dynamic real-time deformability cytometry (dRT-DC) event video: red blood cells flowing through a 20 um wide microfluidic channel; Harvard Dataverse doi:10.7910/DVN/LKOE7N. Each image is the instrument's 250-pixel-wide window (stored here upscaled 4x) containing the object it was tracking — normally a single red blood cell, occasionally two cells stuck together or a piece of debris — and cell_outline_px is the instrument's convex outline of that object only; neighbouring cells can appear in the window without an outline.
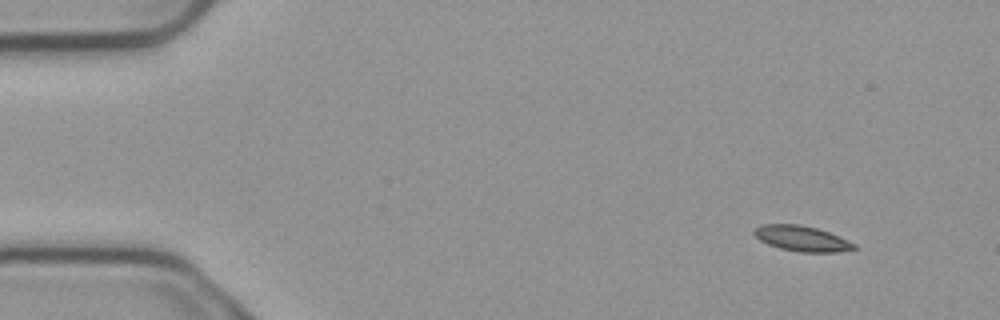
{"species": "common noctule bat (a hibernating species)", "species_latin": "Nyctalus noctula", "temperature_condition": "cold", "stored_images_in_passage": 5, "camera_frame_rate_fps": 3000, "um_per_image_px": 0.085, "animal": {"sex": "male", "body_mass_g": 23.1, "forearm_length_mm": 52.7}, "frame": {"image": 1, "passage_image": 2, "time_ms": 0.333, "image_size_px": [1000, 320], "cell_outline_px": [[860, 248], [840, 252], [800, 252], [780, 248], [768, 244], [760, 240], [752, 232], [760, 224], [800, 224], [816, 228], [828, 232], [856, 244]], "centroid_in_image_um": [68.17, 20.28], "position_along_channel_um": 16.8, "area_um2": 14.8}}
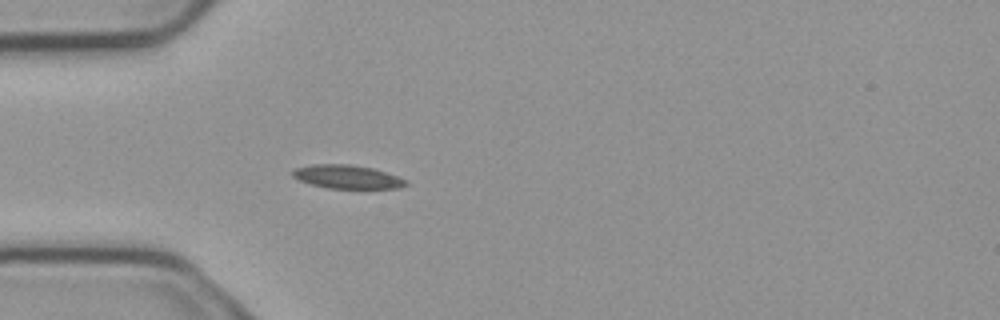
{"frame": {"image": 2, "passage_image": 5, "time_ms": 1.333, "image_size_px": [1000, 320], "cell_outline_px": [[408, 184], [400, 188], [328, 188], [312, 184], [300, 180], [292, 176], [288, 172], [296, 168], [312, 164], [348, 164], [372, 168], [408, 180]], "centroid_in_image_um": [29.48, 15.02], "position_along_channel_um": 55.5, "area_um2": 15.43}}